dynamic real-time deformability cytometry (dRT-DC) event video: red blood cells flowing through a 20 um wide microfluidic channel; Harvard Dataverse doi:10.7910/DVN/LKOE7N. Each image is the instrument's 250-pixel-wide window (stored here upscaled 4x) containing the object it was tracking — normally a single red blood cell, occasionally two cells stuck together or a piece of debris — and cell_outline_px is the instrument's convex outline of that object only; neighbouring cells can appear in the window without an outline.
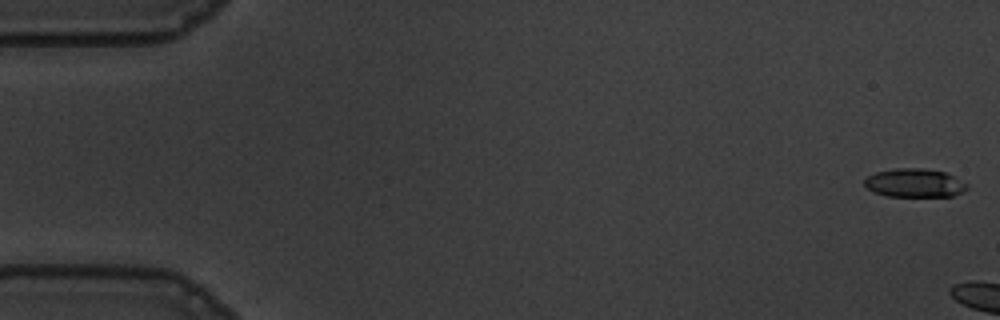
{"species": "common noctule bat (a hibernating species)", "species_latin": "Nyctalus noctula", "temperature_condition": "warm", "stored_images_in_passage": 6, "camera_frame_rate_fps": 3000, "um_per_image_px": 0.085, "animal": {"sex": "male", "body_mass_g": 19.5, "forearm_length_mm": 54.6}, "frame": {"image": 1, "passage_image": 1, "time_ms": 0.0, "image_size_px": [1000, 320], "cell_outline_px": [[968, 188], [952, 196], [888, 196], [876, 192], [868, 188], [864, 184], [864, 180], [868, 176], [876, 172], [896, 168], [924, 168], [944, 172], [968, 184]], "centroid_in_image_um": [77.73, 15.54], "position_along_channel_um": 7.3, "area_um2": 16.82}}